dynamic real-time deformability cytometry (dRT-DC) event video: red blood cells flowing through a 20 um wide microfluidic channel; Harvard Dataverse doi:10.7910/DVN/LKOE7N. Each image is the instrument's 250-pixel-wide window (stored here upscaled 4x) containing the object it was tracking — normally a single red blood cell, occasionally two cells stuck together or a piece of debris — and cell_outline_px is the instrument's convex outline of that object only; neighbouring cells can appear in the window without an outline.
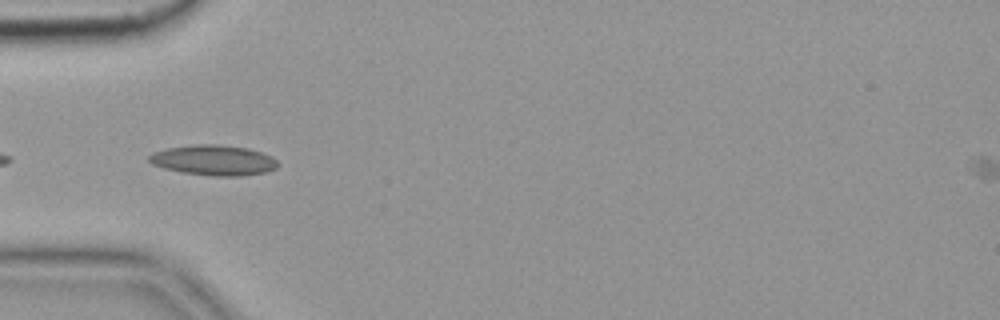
{"species": "common noctule bat (a hibernating species)", "species_latin": "Nyctalus noctula", "temperature_condition": "cold", "stored_images_in_passage": 6, "camera_frame_rate_fps": 3000, "um_per_image_px": 0.085, "animal": {"sex": "female", "body_mass_g": 19.9}, "frame": {"image": 1, "passage_image": 4, "time_ms": 1.0, "image_size_px": [1000, 320], "cell_outline_px": [[276, 168], [264, 172], [240, 176], [216, 176], [180, 172], [164, 168], [152, 164], [148, 160], [148, 156], [152, 152], [168, 148], [196, 144], [216, 144], [248, 148], [272, 156], [276, 160]], "centroid_in_image_um": [18.12, 13.61], "position_along_channel_um": 66.9, "area_um2": 22.6}}